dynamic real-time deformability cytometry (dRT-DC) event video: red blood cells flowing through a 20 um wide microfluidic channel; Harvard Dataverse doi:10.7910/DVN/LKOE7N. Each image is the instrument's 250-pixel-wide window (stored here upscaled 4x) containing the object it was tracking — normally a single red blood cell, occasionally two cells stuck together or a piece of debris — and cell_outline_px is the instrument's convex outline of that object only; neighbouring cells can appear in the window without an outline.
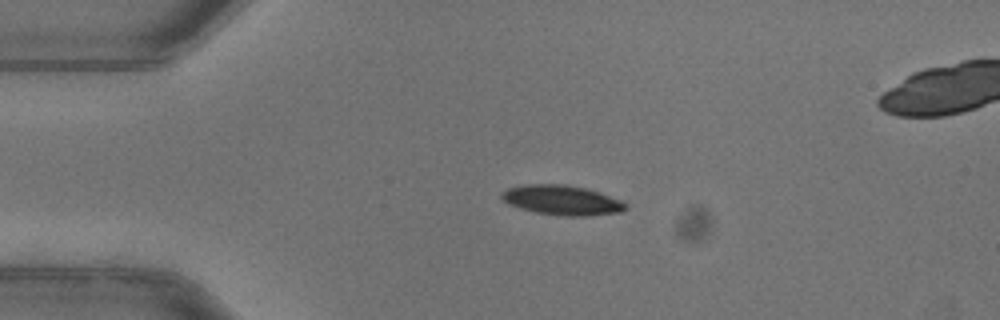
{"species": "common noctule bat (a hibernating species)", "species_latin": "Nyctalus noctula", "temperature_condition": "warm", "stored_images_in_passage": 5, "camera_frame_rate_fps": 3000, "um_per_image_px": 0.085, "animal": {"sex": "female"}, "frame": {"image": 1, "passage_image": 1, "time_ms": 0.0, "image_size_px": [1000, 320], "cell_outline_px": [[628, 208], [620, 212], [588, 216], [564, 216], [536, 212], [520, 208], [508, 204], [500, 196], [500, 192], [508, 188], [524, 184], [564, 184], [584, 188], [620, 200]], "centroid_in_image_um": [47.71, 17.01], "position_along_channel_um": 37.3, "area_um2": 21.27}}